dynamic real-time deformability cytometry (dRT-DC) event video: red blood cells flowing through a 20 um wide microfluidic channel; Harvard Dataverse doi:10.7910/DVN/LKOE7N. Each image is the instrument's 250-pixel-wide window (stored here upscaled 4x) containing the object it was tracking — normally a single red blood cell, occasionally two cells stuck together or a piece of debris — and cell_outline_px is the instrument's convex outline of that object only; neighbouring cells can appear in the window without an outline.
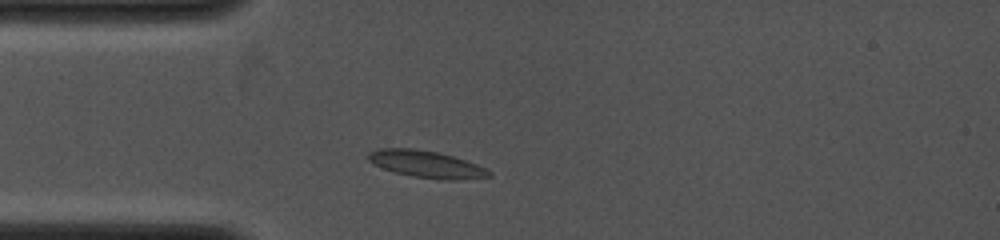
{"species": "common noctule bat (a hibernating species)", "species_latin": "Nyctalus noctula", "temperature_condition": "cold", "stored_images_in_passage": 13, "camera_frame_rate_fps": 4000, "um_per_image_px": 0.085, "animal": {"sex": "female", "body_mass_g": 19.0, "forearm_length_mm": 53.3}, "frame": {"image": 1, "passage_image": 3, "time_ms": 1.25, "image_size_px": [1000, 240], "cell_outline_px": [[492, 176], [460, 180], [444, 180], [412, 176], [396, 172], [384, 168], [368, 160], [368, 152], [380, 148], [412, 148], [436, 152], [452, 156], [476, 164], [492, 172]], "centroid_in_image_um": [36.26, 13.96], "position_along_channel_um": 48.7, "area_um2": 18.73}}
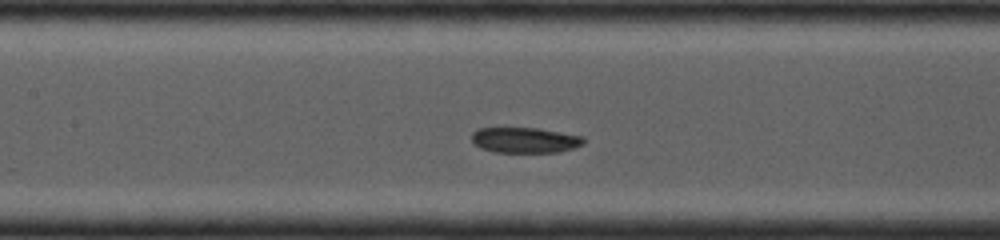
{"frame": {"image": 2, "passage_image": 9, "time_ms": 4.0, "image_size_px": [1000, 240], "cell_outline_px": [[584, 144], [560, 152], [496, 152], [480, 148], [472, 144], [472, 132], [476, 128], [540, 128], [584, 136]], "centroid_in_image_um": [44.6, 11.9], "position_along_channel_um": 162.8, "area_um2": 16.82}}
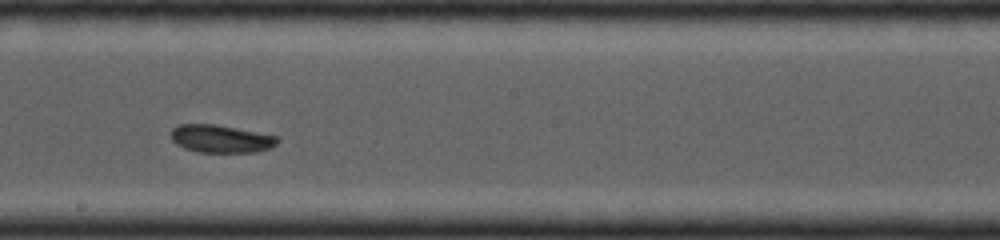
{"frame": {"image": 3, "passage_image": 12, "time_ms": 5.5, "image_size_px": [1000, 240], "cell_outline_px": [[280, 140], [272, 148], [256, 152], [196, 152], [184, 148], [176, 144], [168, 136], [168, 132], [172, 128], [180, 124], [216, 124], [280, 136]], "centroid_in_image_um": [18.76, 11.79], "position_along_channel_um": 229.4, "area_um2": 17.69}}